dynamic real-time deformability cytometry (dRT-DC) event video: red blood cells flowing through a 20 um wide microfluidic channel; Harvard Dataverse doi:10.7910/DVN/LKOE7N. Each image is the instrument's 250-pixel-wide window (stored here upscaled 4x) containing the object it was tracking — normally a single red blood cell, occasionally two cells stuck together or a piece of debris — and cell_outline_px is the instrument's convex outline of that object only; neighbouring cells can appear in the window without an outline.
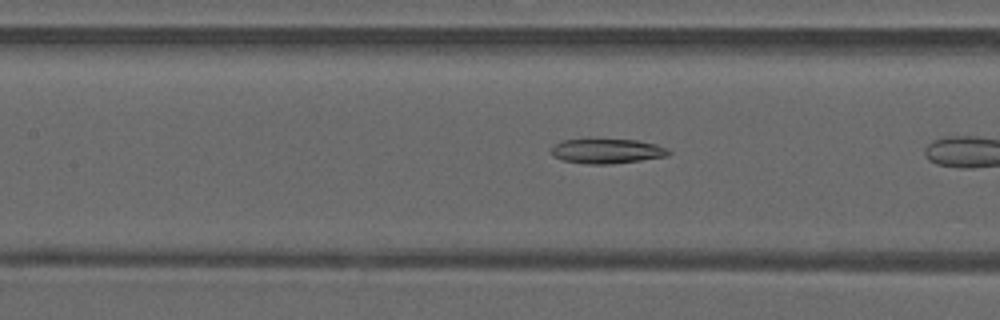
{"species": "common noctule bat (a hibernating species)", "species_latin": "Nyctalus noctula", "temperature_condition": "warm", "stored_images_in_passage": 8, "camera_frame_rate_fps": 3000, "um_per_image_px": 0.085, "animal": {"sex": "male", "forearm_length_mm": 52.5}, "frame": {"image": 1, "passage_image": 7, "time_ms": 2.0, "image_size_px": [1000, 320], "cell_outline_px": [[672, 152], [668, 156], [612, 164], [588, 164], [564, 160], [552, 156], [552, 144], [564, 140], [636, 140], [656, 144], [668, 148]], "centroid_in_image_um": [51.62, 12.85], "position_along_channel_um": 155.8, "area_um2": 16.76}}